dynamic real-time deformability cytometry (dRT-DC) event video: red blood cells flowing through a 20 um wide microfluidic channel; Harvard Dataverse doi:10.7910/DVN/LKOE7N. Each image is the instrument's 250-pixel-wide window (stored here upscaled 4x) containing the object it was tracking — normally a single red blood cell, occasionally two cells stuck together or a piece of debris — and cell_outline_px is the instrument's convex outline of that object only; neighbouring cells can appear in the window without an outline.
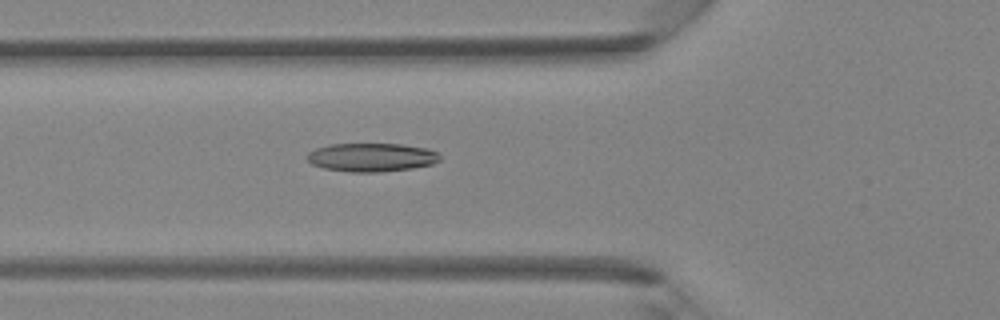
{"species": "Egyptian fruit bat (a non-hibernating species)", "species_latin": "Rousettus aegyptiacus", "temperature_condition": "room temperature", "stored_images_in_passage": 43, "camera_frame_rate_fps": 3000, "um_per_image_px": 0.085, "animal": {"sex": "female"}, "frame": {"image": 1, "passage_image": 16, "time_ms": 5.0, "image_size_px": [1000, 320], "cell_outline_px": [[440, 160], [432, 164], [412, 168], [380, 172], [348, 172], [324, 168], [312, 164], [308, 160], [308, 152], [316, 148], [328, 144], [400, 144], [428, 148], [436, 152], [440, 156]], "centroid_in_image_um": [31.58, 13.37], "position_along_channel_um": 94.2, "area_um2": 22.08}}
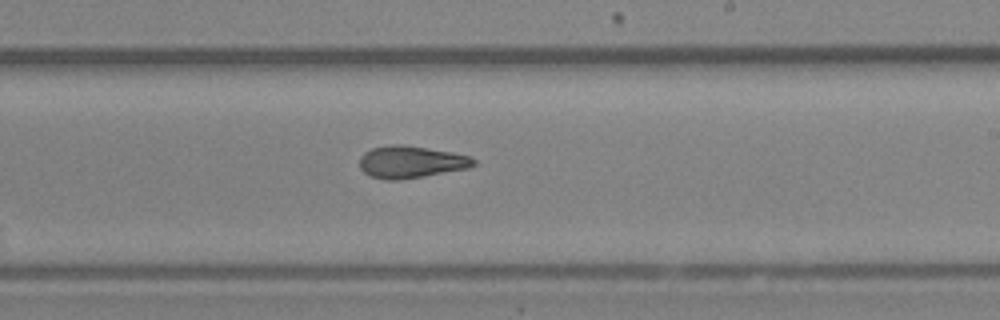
{"frame": {"image": 2, "passage_image": 26, "time_ms": 8.333, "image_size_px": [1000, 320], "cell_outline_px": [[476, 164], [468, 168], [424, 176], [400, 180], [388, 180], [372, 176], [364, 172], [360, 168], [360, 156], [364, 152], [372, 148], [392, 144], [400, 144], [428, 148], [452, 152], [468, 156], [476, 160]], "centroid_in_image_um": [34.92, 13.76], "position_along_channel_um": 254.1, "area_um2": 21.27}}
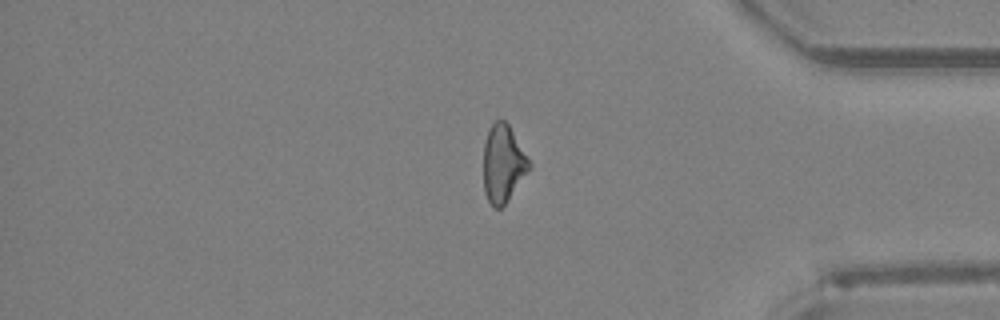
{"frame": {"image": 3, "passage_image": 36, "time_ms": 11.667, "image_size_px": [1000, 320], "cell_outline_px": [[532, 168], [504, 204], [500, 208], [492, 208], [484, 192], [484, 144], [488, 128], [496, 120], [504, 120], [508, 124], [532, 164]], "centroid_in_image_um": [42.77, 13.91], "position_along_channel_um": 392.4, "area_um2": 20.63}}